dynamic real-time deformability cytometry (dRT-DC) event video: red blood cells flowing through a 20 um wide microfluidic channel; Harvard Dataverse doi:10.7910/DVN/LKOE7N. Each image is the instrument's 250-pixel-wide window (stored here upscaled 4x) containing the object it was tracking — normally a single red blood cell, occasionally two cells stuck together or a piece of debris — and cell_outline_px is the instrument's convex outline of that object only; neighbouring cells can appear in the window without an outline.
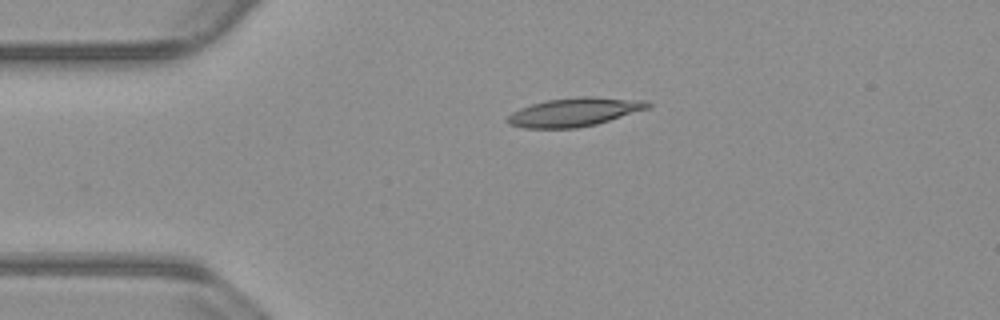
{"species": "common noctule bat (a hibernating species)", "species_latin": "Nyctalus noctula", "temperature_condition": "warm", "stored_images_in_passage": 43, "camera_frame_rate_fps": 3000, "um_per_image_px": 0.085, "animal": {"sex": "male", "body_mass_g": 23.1, "forearm_length_mm": 52.7}, "frame": {"image": 1, "passage_image": 1, "time_ms": 0.0, "image_size_px": [1000, 320], "cell_outline_px": [[652, 104], [648, 108], [596, 124], [576, 128], [524, 128], [508, 124], [504, 120], [512, 112], [520, 108], [544, 100], [580, 96], [592, 96], [648, 100]], "centroid_in_image_um": [48.8, 9.51], "position_along_channel_um": 36.2, "area_um2": 23.52}}
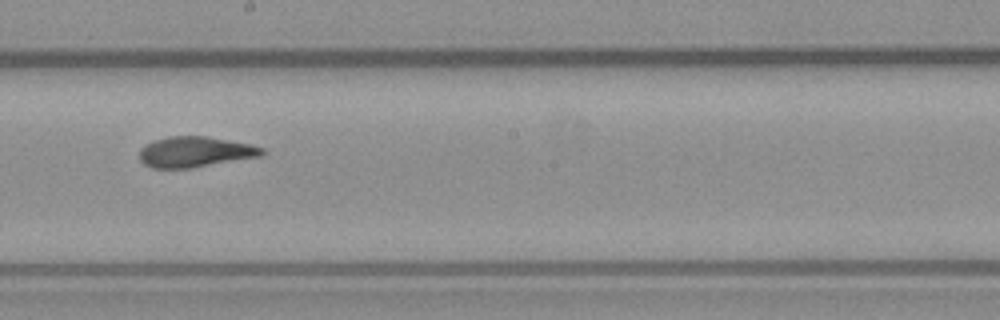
{"frame": {"image": 2, "passage_image": 19, "time_ms": 6.0, "image_size_px": [1000, 320], "cell_outline_px": [[268, 152], [260, 156], [192, 168], [152, 168], [144, 164], [140, 160], [140, 148], [144, 144], [168, 136], [208, 136], [252, 144], [264, 148]], "centroid_in_image_um": [16.61, 12.9], "position_along_channel_um": 231.6, "area_um2": 22.02}}
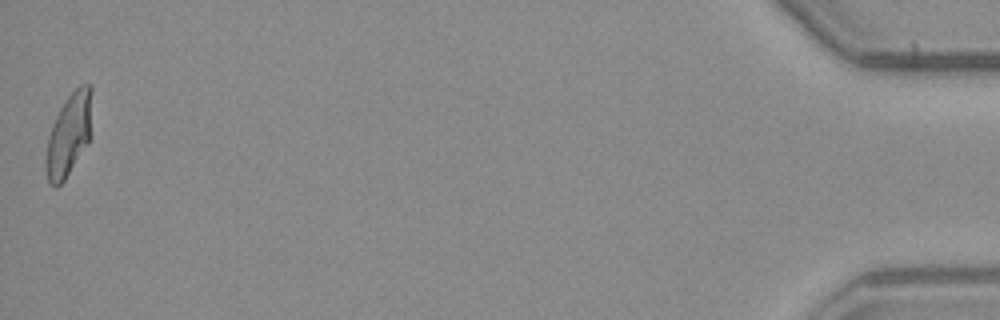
{"frame": {"image": 3, "passage_image": 43, "time_ms": 14.0, "image_size_px": [1000, 320], "cell_outline_px": [[92, 136], [88, 144], [64, 180], [56, 188], [52, 188], [48, 184], [44, 168], [44, 160], [48, 136], [52, 124], [60, 108], [68, 96], [80, 84], [92, 84]], "centroid_in_image_um": [5.86, 11.47], "position_along_channel_um": 429.3, "area_um2": 22.95}, "authors_computed_cell_mechanics": {"area_um2": 22.0218, "velocity_mm_per_s": 3.7905, "shape_relaxation_time_tau1_ms": 7.4822, "shape_relaxation_time_tau2_ms": 1.6787, "deformation_change_tau1": 0.2632, "deformation_change_tau2": 0.0994}}